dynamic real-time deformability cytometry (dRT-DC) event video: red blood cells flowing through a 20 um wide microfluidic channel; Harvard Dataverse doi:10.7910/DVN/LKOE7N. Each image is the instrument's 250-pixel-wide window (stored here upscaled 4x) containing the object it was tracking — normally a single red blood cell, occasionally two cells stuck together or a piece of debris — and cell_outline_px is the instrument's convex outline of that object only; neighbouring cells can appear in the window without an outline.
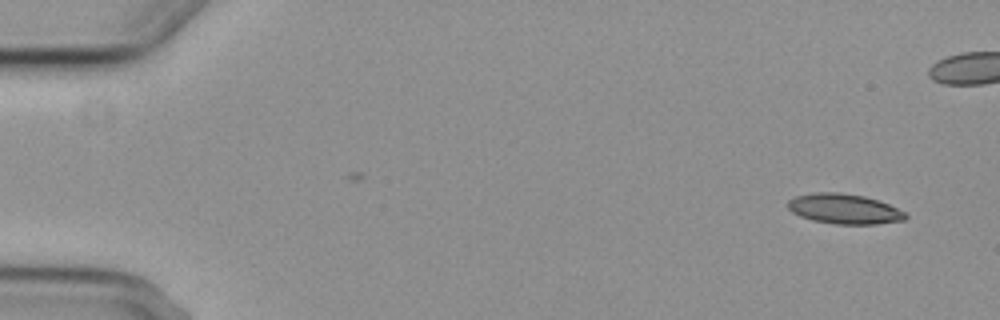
{"species": "common noctule bat (a hibernating species)", "species_latin": "Nyctalus noctula", "temperature_condition": "cold", "stored_images_in_passage": 7, "camera_frame_rate_fps": 3000, "um_per_image_px": 0.085, "animal": {"sex": "female", "body_mass_g": 29.2, "forearm_length_mm": 56.3}, "frame": {"image": 1, "passage_image": 1, "time_ms": 0.0, "image_size_px": [1000, 320], "cell_outline_px": [[908, 216], [904, 220], [876, 224], [836, 224], [812, 220], [800, 216], [792, 212], [788, 208], [788, 200], [796, 196], [812, 192], [840, 192], [864, 196], [888, 204], [904, 212]], "centroid_in_image_um": [71.73, 17.75], "position_along_channel_um": 13.3, "area_um2": 20.52}}
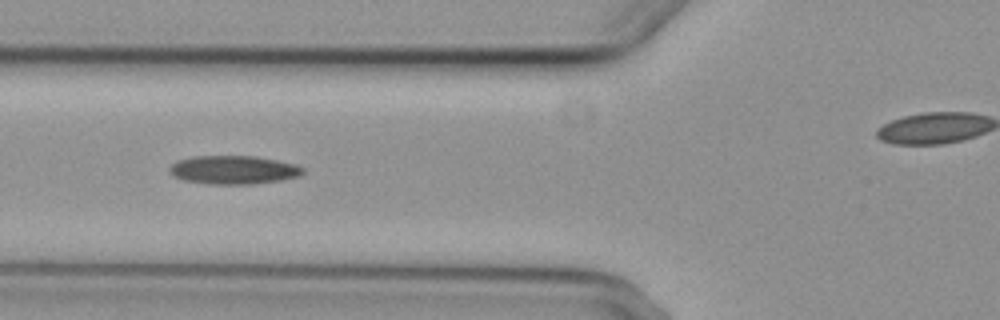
{"frame": {"image": 2, "passage_image": 6, "time_ms": 6.0, "image_size_px": [1000, 320], "cell_outline_px": [[304, 172], [300, 176], [280, 180], [252, 184], [208, 184], [184, 180], [172, 176], [168, 172], [168, 168], [176, 160], [196, 156], [256, 156], [296, 164], [304, 168]], "centroid_in_image_um": [19.82, 14.44], "position_along_channel_um": 106.0, "area_um2": 22.31}}